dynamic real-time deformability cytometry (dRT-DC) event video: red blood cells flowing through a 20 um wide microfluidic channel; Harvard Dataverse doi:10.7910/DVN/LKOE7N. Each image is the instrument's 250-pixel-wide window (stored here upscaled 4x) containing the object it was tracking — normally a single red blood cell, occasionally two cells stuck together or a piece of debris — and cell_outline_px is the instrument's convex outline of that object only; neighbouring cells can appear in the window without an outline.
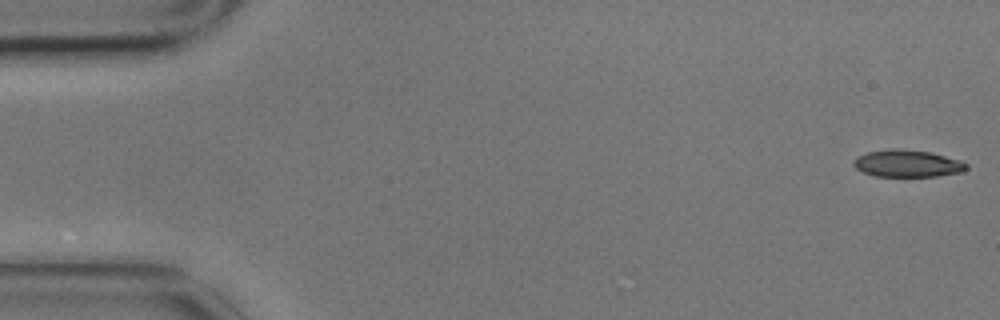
{"species": "common noctule bat (a hibernating species)", "species_latin": "Nyctalus noctula", "temperature_condition": "cold", "stored_images_in_passage": 5, "camera_frame_rate_fps": 3000, "um_per_image_px": 0.085, "animal": {"sex": "male", "body_mass_g": 17.9}, "frame": {"image": 1, "passage_image": 1, "time_ms": 0.0, "image_size_px": [1000, 320], "cell_outline_px": [[968, 168], [964, 172], [936, 176], [876, 176], [864, 172], [856, 168], [852, 164], [852, 160], [856, 156], [868, 152], [892, 148], [896, 148], [928, 152], [960, 160], [968, 164]], "centroid_in_image_um": [77.12, 13.9], "position_along_channel_um": 7.9, "area_um2": 17.8}}
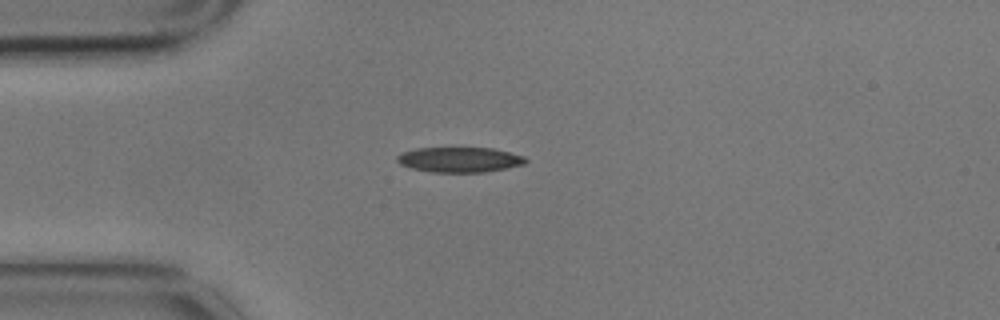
{"frame": {"image": 2, "passage_image": 5, "time_ms": 1.333, "image_size_px": [1000, 320], "cell_outline_px": [[528, 160], [524, 164], [508, 168], [484, 172], [432, 172], [412, 168], [400, 164], [396, 160], [396, 156], [400, 152], [416, 148], [492, 148], [524, 156]], "centroid_in_image_um": [39.04, 13.57], "position_along_channel_um": 46.0, "area_um2": 18.84}}